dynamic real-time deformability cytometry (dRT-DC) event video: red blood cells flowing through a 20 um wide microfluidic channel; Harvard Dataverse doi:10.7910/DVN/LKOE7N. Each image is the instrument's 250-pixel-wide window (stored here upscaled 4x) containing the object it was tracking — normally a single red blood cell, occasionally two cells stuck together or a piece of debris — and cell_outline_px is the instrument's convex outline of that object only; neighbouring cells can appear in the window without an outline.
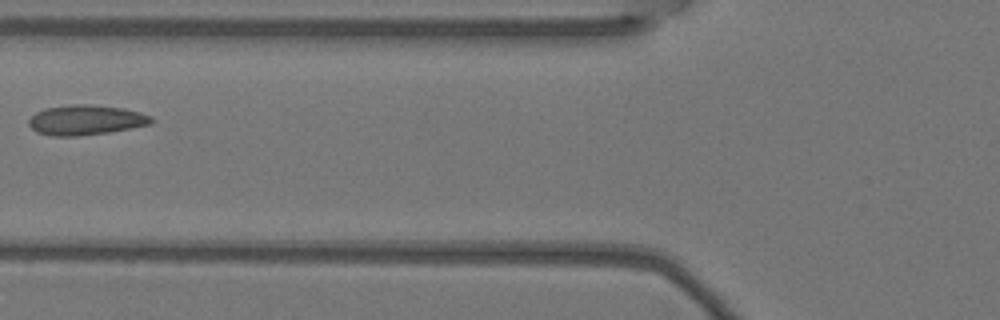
{"species": "Egyptian fruit bat (a non-hibernating species)", "species_latin": "Rousettus aegyptiacus", "temperature_condition": "warm", "stored_images_in_passage": 6, "camera_frame_rate_fps": 3000, "um_per_image_px": 0.085, "animal": {"sex": "female"}, "frame": {"image": 1, "passage_image": 5, "time_ms": 1.333, "image_size_px": [1000, 320], "cell_outline_px": [[152, 124], [108, 132], [80, 136], [52, 136], [36, 132], [28, 124], [28, 120], [36, 112], [44, 108], [68, 104], [88, 104], [124, 108], [140, 112], [152, 116]], "centroid_in_image_um": [7.28, 10.19], "position_along_channel_um": 118.5, "area_um2": 21.56}}
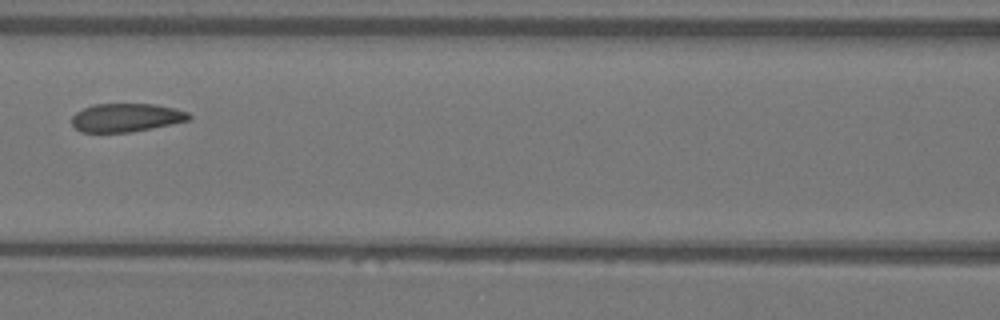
{"frame": {"image": 2, "passage_image": 6, "time_ms": 1.667, "image_size_px": [1000, 320], "cell_outline_px": [[192, 120], [132, 132], [80, 132], [72, 124], [72, 116], [76, 112], [92, 104], [152, 104], [176, 108], [188, 112], [192, 116]], "centroid_in_image_um": [10.76, 9.99], "position_along_channel_um": 155.8, "area_um2": 19.54}}